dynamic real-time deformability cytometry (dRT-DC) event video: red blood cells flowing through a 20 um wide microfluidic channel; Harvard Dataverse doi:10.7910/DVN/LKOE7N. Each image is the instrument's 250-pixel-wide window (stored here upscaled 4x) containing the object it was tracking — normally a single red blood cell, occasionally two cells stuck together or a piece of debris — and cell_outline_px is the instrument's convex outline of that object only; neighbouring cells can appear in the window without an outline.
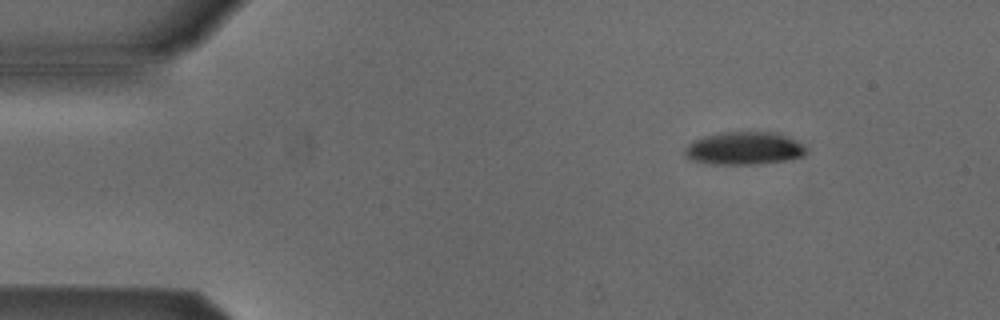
{"species": "Egyptian fruit bat (a non-hibernating species)", "species_latin": "Rousettus aegyptiacus", "temperature_condition": "cold", "stored_images_in_passage": 4, "camera_frame_rate_fps": 3000, "um_per_image_px": 0.085, "animal": {"sex": "male"}, "frame": {"image": 1, "passage_image": 2, "time_ms": 1.333, "image_size_px": [1000, 320], "cell_outline_px": [[808, 152], [804, 156], [792, 160], [760, 164], [708, 164], [692, 160], [684, 152], [684, 148], [692, 140], [704, 136], [720, 132], [776, 132], [796, 140], [804, 144], [808, 148]], "centroid_in_image_um": [63.31, 12.61], "position_along_channel_um": 21.7, "area_um2": 23.7}}